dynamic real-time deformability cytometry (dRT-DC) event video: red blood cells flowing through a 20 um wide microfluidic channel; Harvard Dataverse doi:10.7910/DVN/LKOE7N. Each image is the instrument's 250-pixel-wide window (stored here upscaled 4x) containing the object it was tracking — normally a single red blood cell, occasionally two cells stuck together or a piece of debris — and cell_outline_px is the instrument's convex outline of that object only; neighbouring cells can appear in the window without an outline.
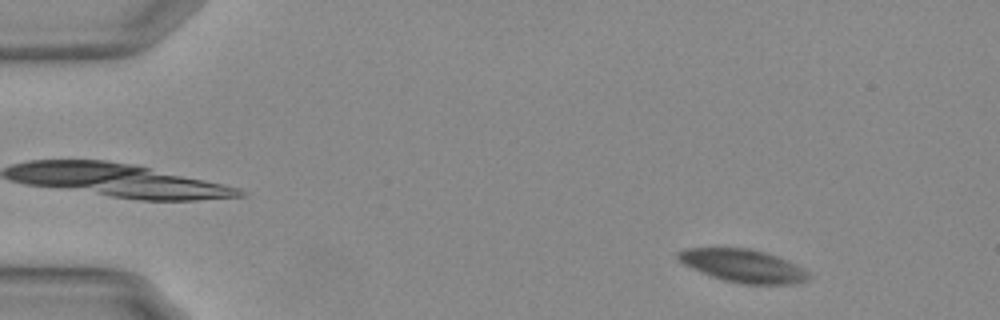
{"species": "Egyptian fruit bat (a non-hibernating species)", "species_latin": "Rousettus aegyptiacus", "temperature_condition": "warm", "stored_images_in_passage": 36, "camera_frame_rate_fps": 3000, "um_per_image_px": 0.085, "animal": {"sex": "female"}, "frame": {"image": 1, "passage_image": 5, "time_ms": 1.333, "image_size_px": [1000, 320], "cell_outline_px": [[812, 276], [808, 280], [788, 284], [744, 284], [724, 280], [712, 276], [692, 268], [684, 264], [676, 256], [680, 252], [688, 248], [748, 248], [764, 252], [776, 256], [808, 272]], "centroid_in_image_um": [63.16, 22.6], "position_along_channel_um": 21.8, "area_um2": 24.45}}
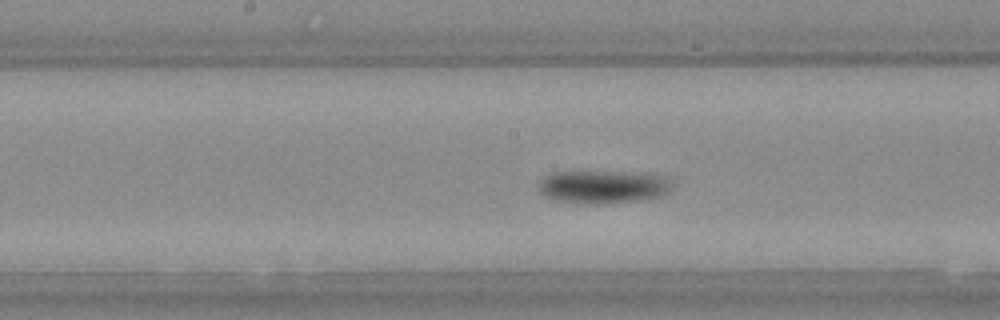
{"frame": {"image": 2, "passage_image": 28, "time_ms": 9.0, "image_size_px": [1000, 320], "cell_outline_px": [[672, 192], [664, 196], [644, 200], [604, 204], [576, 204], [552, 200], [544, 196], [540, 192], [540, 184], [544, 176], [556, 172], [608, 172], [668, 176], [672, 180]], "centroid_in_image_um": [51.31, 15.92], "position_along_channel_um": 196.9, "area_um2": 26.07}}
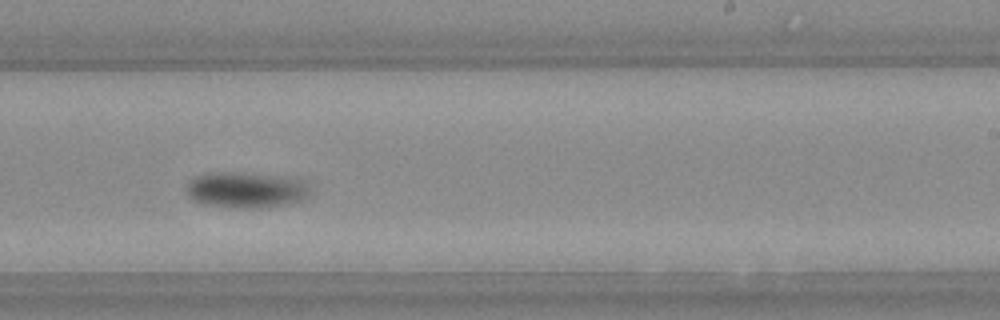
{"frame": {"image": 3, "passage_image": 34, "time_ms": 11.0, "image_size_px": [1000, 320], "cell_outline_px": [[308, 196], [304, 200], [288, 204], [260, 208], [228, 208], [204, 204], [192, 200], [188, 196], [188, 184], [196, 176], [220, 172], [232, 172], [300, 180], [308, 188]], "centroid_in_image_um": [20.87, 16.19], "position_along_channel_um": 268.1, "area_um2": 25.2}}